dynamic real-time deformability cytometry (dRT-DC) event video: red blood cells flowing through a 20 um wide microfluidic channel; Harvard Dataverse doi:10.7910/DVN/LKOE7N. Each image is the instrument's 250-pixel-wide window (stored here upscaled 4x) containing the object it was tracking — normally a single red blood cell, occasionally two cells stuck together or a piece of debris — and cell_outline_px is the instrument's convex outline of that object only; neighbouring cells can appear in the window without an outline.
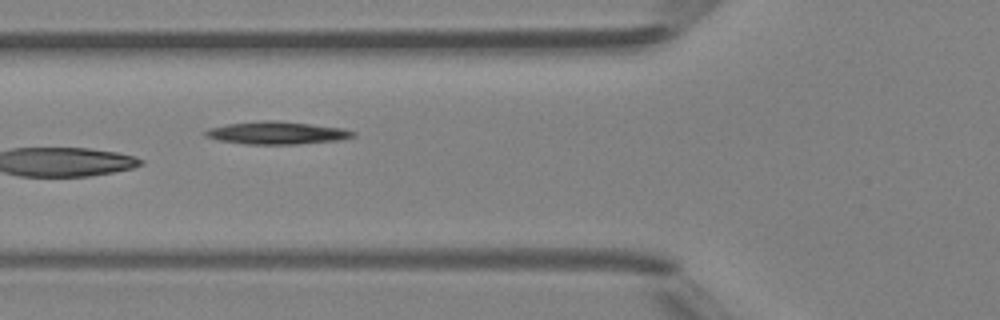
{"species": "Egyptian fruit bat (a non-hibernating species)", "species_latin": "Rousettus aegyptiacus", "temperature_condition": "room temperature", "stored_images_in_passage": 8, "camera_frame_rate_fps": 3000, "um_per_image_px": 0.085, "animal": {"sex": "female"}, "frame": {"image": 1, "passage_image": 6, "time_ms": 5.667, "image_size_px": [1000, 320], "cell_outline_px": [[356, 136], [340, 140], [296, 144], [244, 144], [216, 140], [204, 136], [204, 132], [208, 128], [228, 124], [268, 120], [276, 120], [344, 128], [356, 132]], "centroid_in_image_um": [23.53, 11.3], "position_along_channel_um": 102.3, "area_um2": 19.54}}
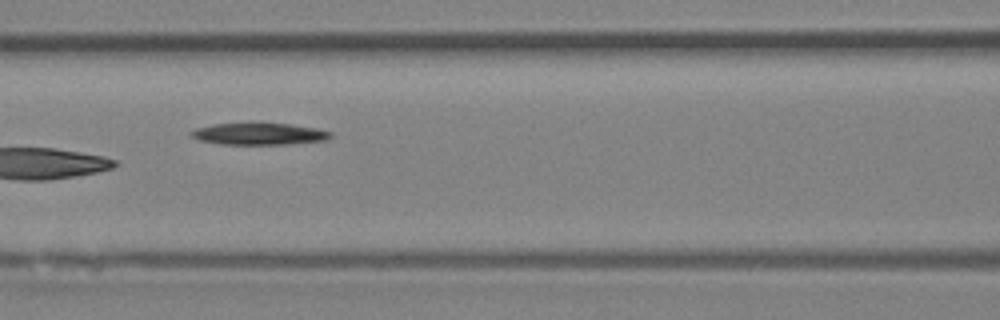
{"frame": {"image": 2, "passage_image": 7, "time_ms": 6.667, "image_size_px": [1000, 320], "cell_outline_px": [[332, 136], [328, 140], [288, 144], [220, 144], [200, 140], [192, 136], [188, 132], [196, 128], [212, 124], [288, 124], [316, 128], [332, 132]], "centroid_in_image_um": [22.04, 11.39], "position_along_channel_um": 144.6, "area_um2": 17.46}}
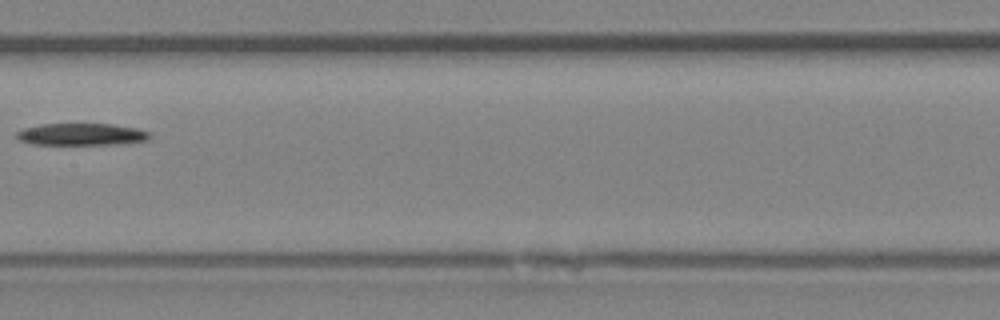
{"frame": {"image": 3, "passage_image": 8, "time_ms": 8.0, "image_size_px": [1000, 320], "cell_outline_px": [[152, 136], [148, 140], [120, 144], [32, 144], [20, 140], [16, 136], [16, 132], [24, 128], [40, 124], [112, 124], [136, 128], [152, 132]], "centroid_in_image_um": [6.97, 11.41], "position_along_channel_um": 200.4, "area_um2": 17.11}}